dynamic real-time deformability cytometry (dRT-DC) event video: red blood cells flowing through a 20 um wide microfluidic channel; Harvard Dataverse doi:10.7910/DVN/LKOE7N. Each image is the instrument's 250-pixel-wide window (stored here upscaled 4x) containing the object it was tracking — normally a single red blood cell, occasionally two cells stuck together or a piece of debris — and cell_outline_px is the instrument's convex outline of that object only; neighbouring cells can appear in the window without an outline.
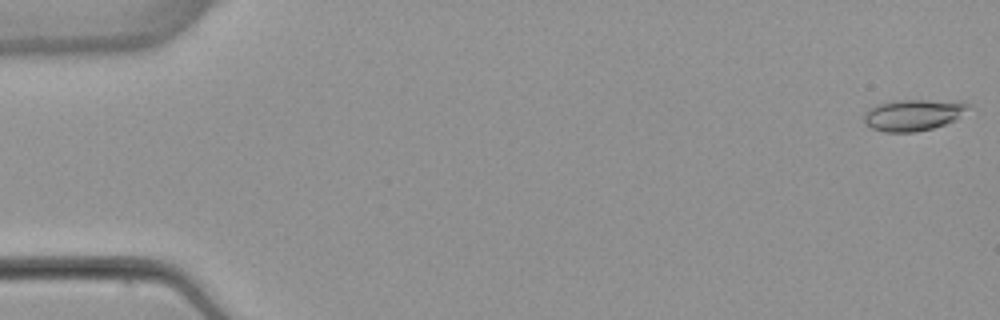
{"species": "common noctule bat (a hibernating species)", "species_latin": "Nyctalus noctula", "temperature_condition": "warm", "stored_images_in_passage": 53, "camera_frame_rate_fps": 3000, "um_per_image_px": 0.085, "animal": {"sex": "female", "body_mass_g": 22.7, "forearm_length_mm": 54.2}, "frame": {"image": 1, "passage_image": 1, "time_ms": 0.0, "image_size_px": [1000, 320], "cell_outline_px": [[972, 104], [956, 120], [932, 128], [916, 132], [884, 132], [872, 128], [864, 124], [864, 112], [868, 108], [876, 104], [896, 100], [964, 100]], "centroid_in_image_um": [77.64, 9.75], "position_along_channel_um": 7.4, "area_um2": 19.48}}
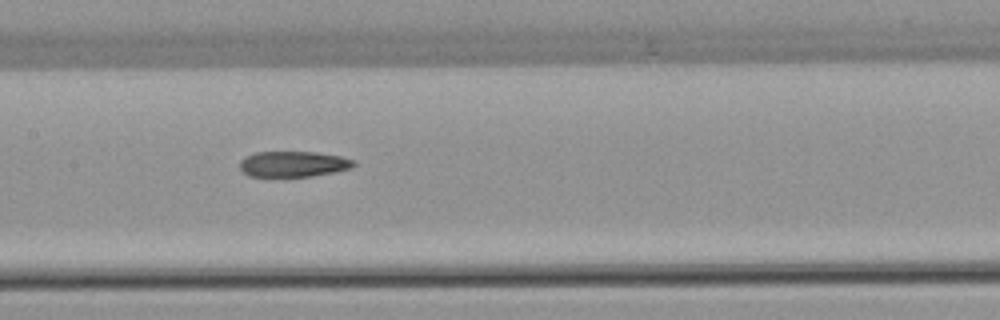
{"frame": {"image": 2, "passage_image": 26, "time_ms": 8.333, "image_size_px": [1000, 320], "cell_outline_px": [[356, 164], [352, 168], [312, 176], [248, 176], [240, 168], [240, 160], [244, 156], [256, 152], [316, 152], [340, 156], [356, 160]], "centroid_in_image_um": [24.94, 13.93], "position_along_channel_um": 182.5, "area_um2": 17.05}}
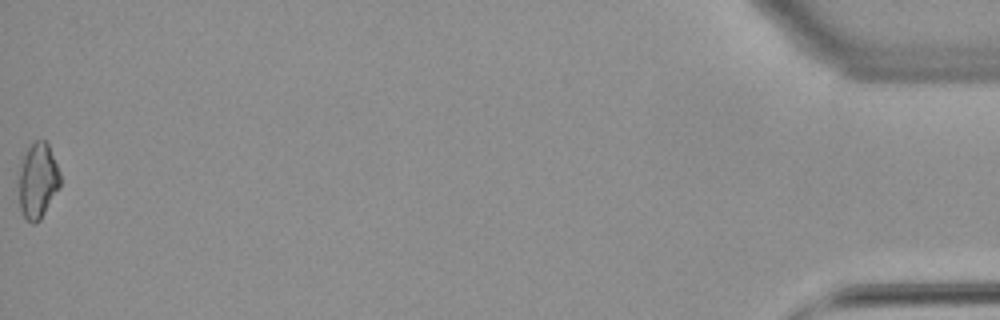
{"frame": {"image": 3, "passage_image": 53, "time_ms": 17.333, "image_size_px": [1000, 320], "cell_outline_px": [[60, 188], [40, 220], [36, 224], [32, 224], [24, 216], [20, 208], [16, 180], [16, 172], [20, 160], [32, 140], [44, 140], [48, 144], [60, 172]], "centroid_in_image_um": [3.15, 15.34], "position_along_channel_um": 432.0, "area_um2": 19.07}, "authors_computed_cell_mechanics": {"area_um2": 18.0336, "velocity_mm_per_s": 3.9059, "shape_relaxation_time_tau1_ms": null, "shape_relaxation_time_tau2_ms": 5.7844, "deformation_change_tau1": null, "deformation_change_tau2": 0.1575}}